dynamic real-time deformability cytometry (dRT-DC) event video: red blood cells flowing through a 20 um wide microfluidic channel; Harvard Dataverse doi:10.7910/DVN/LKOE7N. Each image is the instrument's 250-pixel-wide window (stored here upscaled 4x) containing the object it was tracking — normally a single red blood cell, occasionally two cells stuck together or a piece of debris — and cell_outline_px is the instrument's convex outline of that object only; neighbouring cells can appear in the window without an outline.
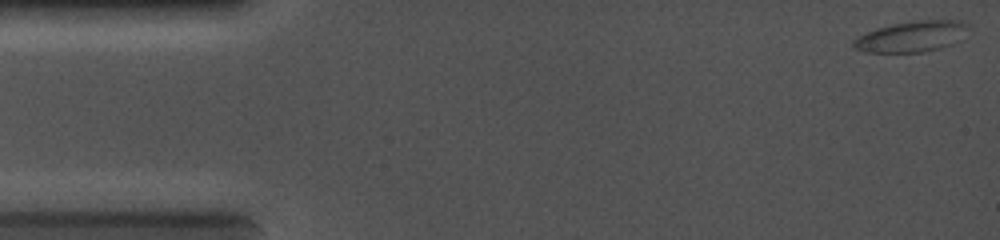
{"species": "common noctule bat (a hibernating species)", "species_latin": "Nyctalus noctula", "temperature_condition": "cold", "stored_images_in_passage": 61, "camera_frame_rate_fps": 5000, "um_per_image_px": 0.085, "animal": {"sex": "female", "body_mass_g": 19.0, "forearm_length_mm": 56.7}, "frame": {"image": 1, "passage_image": 1, "time_ms": 0.0, "image_size_px": [1000, 240], "cell_outline_px": [[968, 24], [960, 40], [952, 44], [940, 48], [924, 52], [864, 52], [856, 48], [852, 44], [852, 40], [876, 28], [916, 20], [960, 20]], "centroid_in_image_um": [77.49, 3.11], "position_along_channel_um": 7.5, "area_um2": 20.35}}
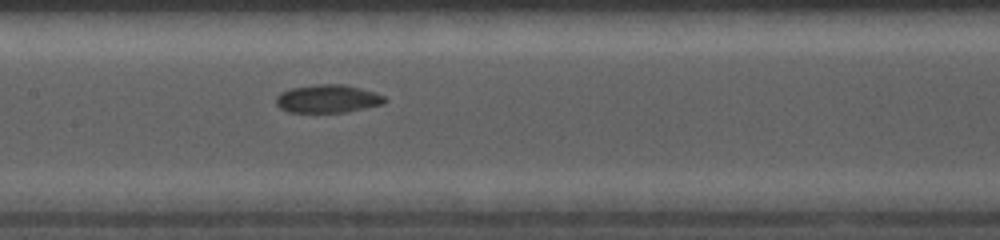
{"frame": {"image": 2, "passage_image": 32, "time_ms": 6.4, "image_size_px": [1000, 240], "cell_outline_px": [[388, 100], [384, 104], [348, 112], [288, 112], [280, 108], [276, 104], [276, 96], [280, 92], [288, 88], [316, 84], [344, 84], [376, 92], [384, 96]], "centroid_in_image_um": [27.86, 8.39], "position_along_channel_um": 179.5, "area_um2": 18.09}}
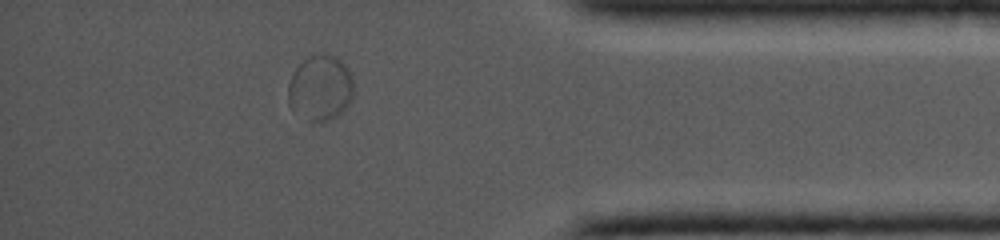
{"frame": {"image": 3, "passage_image": 54, "time_ms": 11.8, "image_size_px": [1000, 240], "cell_outline_px": [[352, 96], [348, 104], [336, 116], [328, 120], [308, 120], [292, 108], [288, 104], [288, 84], [296, 68], [308, 56], [320, 52], [328, 52], [336, 56], [348, 68], [352, 76]], "centroid_in_image_um": [27.22, 7.41], "position_along_channel_um": 408.0, "area_um2": 24.8}}